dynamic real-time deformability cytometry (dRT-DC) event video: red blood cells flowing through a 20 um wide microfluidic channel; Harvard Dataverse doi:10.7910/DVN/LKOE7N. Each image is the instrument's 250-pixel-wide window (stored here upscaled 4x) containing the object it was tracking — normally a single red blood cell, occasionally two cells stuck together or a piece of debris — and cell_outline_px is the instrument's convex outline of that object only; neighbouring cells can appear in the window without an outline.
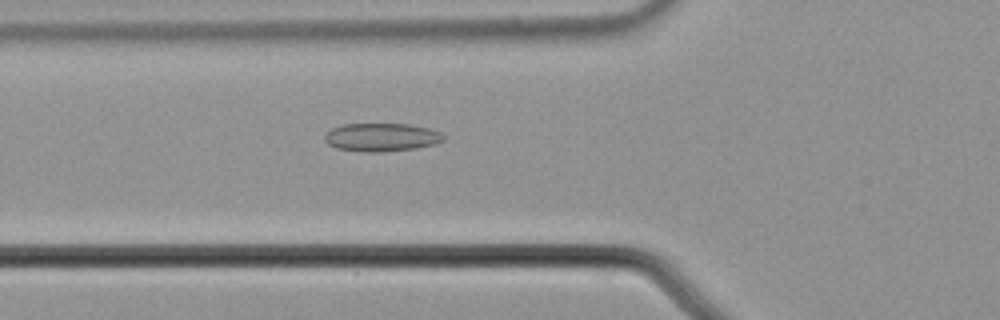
{"species": "common noctule bat (a hibernating species)", "species_latin": "Nyctalus noctula", "temperature_condition": "cold", "stored_images_in_passage": 40, "camera_frame_rate_fps": 3000, "um_per_image_px": 0.085, "animal": {"sex": "male", "body_mass_g": 21.5, "forearm_length_mm": 52.0}, "frame": {"image": 1, "passage_image": 6, "time_ms": 1.667, "image_size_px": [1000, 320], "cell_outline_px": [[444, 140], [436, 144], [416, 148], [380, 152], [364, 152], [336, 148], [328, 144], [324, 140], [324, 136], [332, 128], [340, 124], [408, 124], [428, 128], [440, 132], [444, 136]], "centroid_in_image_um": [32.42, 11.67], "position_along_channel_um": 93.4, "area_um2": 19.59}}
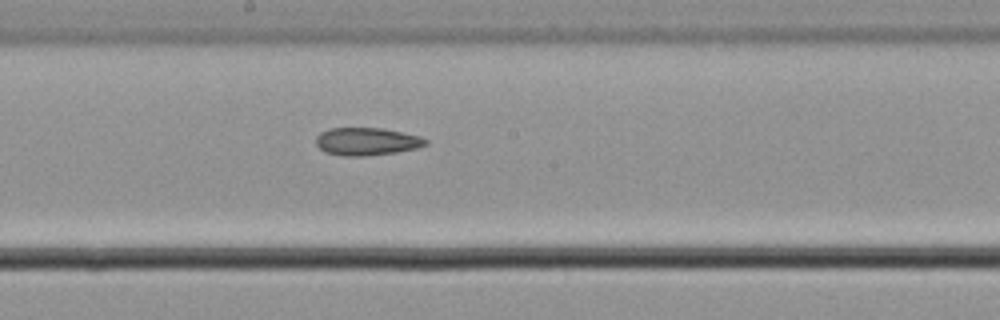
{"frame": {"image": 2, "passage_image": 16, "time_ms": 5.0, "image_size_px": [1000, 320], "cell_outline_px": [[428, 144], [416, 148], [396, 152], [364, 156], [344, 156], [324, 152], [316, 144], [316, 136], [320, 132], [328, 128], [380, 128], [420, 136], [428, 140]], "centroid_in_image_um": [31.14, 12.02], "position_along_channel_um": 217.1, "area_um2": 17.69}}
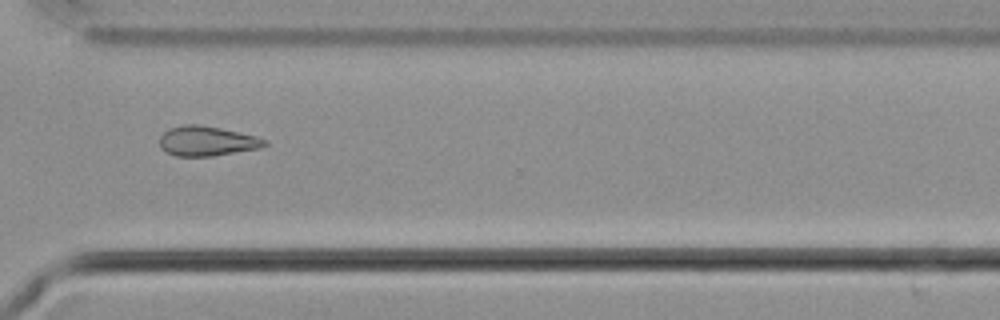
{"frame": {"image": 3, "passage_image": 27, "time_ms": 8.667, "image_size_px": [1000, 320], "cell_outline_px": [[268, 144], [260, 148], [212, 156], [176, 156], [160, 148], [160, 136], [168, 128], [184, 124], [200, 124], [220, 128], [256, 136], [268, 140]], "centroid_in_image_um": [17.59, 11.98], "position_along_channel_um": 353.0, "area_um2": 18.26}}